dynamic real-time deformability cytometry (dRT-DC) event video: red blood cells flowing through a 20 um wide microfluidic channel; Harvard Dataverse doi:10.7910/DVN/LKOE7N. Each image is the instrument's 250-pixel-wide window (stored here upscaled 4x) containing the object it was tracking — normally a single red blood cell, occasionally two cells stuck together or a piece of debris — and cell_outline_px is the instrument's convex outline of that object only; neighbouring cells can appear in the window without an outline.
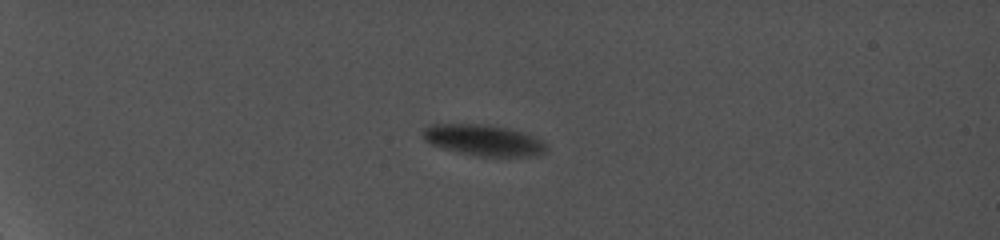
{"species": "common noctule bat (a hibernating species)", "species_latin": "Nyctalus noctula", "temperature_condition": "cold", "stored_images_in_passage": 18, "camera_frame_rate_fps": 5000, "um_per_image_px": 0.085, "animal": {"sex": "female", "body_mass_g": 19.0, "forearm_length_mm": 56.7}, "frame": {"image": 1, "passage_image": 13, "time_ms": 6.4, "image_size_px": [1000, 240], "cell_outline_px": [[548, 148], [544, 152], [536, 156], [476, 156], [456, 152], [432, 144], [424, 140], [424, 128], [432, 124], [480, 124], [508, 128], [524, 132], [536, 136], [544, 140]], "centroid_in_image_um": [41.16, 11.92], "position_along_channel_um": 43.8, "area_um2": 22.43}}
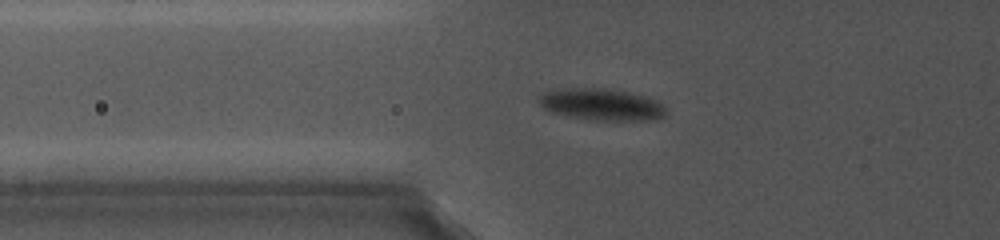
{"frame": {"image": 2, "passage_image": 16, "time_ms": 9.2, "image_size_px": [1000, 240], "cell_outline_px": [[668, 116], [656, 120], [592, 120], [568, 116], [548, 112], [536, 100], [536, 96], [548, 88], [608, 88], [648, 96], [656, 100], [668, 108]], "centroid_in_image_um": [51.11, 8.87], "position_along_channel_um": 74.7, "area_um2": 24.45}}